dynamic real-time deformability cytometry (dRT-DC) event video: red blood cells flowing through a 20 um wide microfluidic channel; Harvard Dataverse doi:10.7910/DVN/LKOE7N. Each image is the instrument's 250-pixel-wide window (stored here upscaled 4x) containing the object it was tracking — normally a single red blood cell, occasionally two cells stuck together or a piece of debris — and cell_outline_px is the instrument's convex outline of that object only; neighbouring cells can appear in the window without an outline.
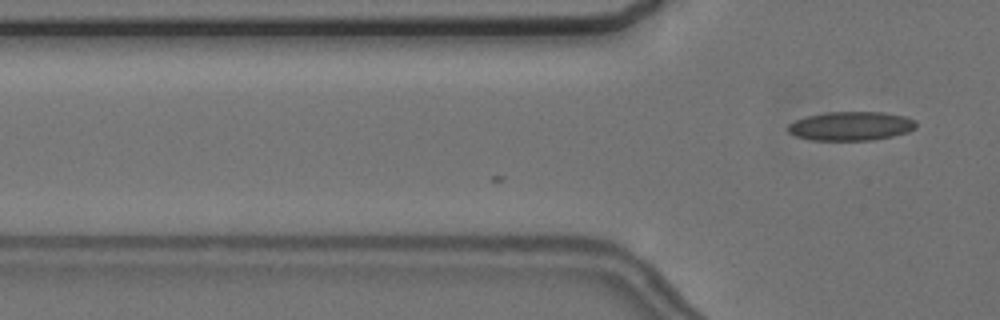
{"species": "common noctule bat (a hibernating species)", "species_latin": "Nyctalus noctula", "temperature_condition": "cold", "stored_images_in_passage": 2, "camera_frame_rate_fps": 3000, "um_per_image_px": 0.085, "animal": {"sex": "female", "body_mass_g": 24.6, "forearm_length_mm": 56.2}, "frame": {"image": 1, "passage_image": 2, "time_ms": 0.333, "image_size_px": [1000, 320], "cell_outline_px": [[916, 128], [908, 132], [892, 136], [872, 140], [812, 140], [796, 136], [788, 132], [788, 124], [796, 120], [808, 116], [824, 112], [884, 112], [908, 116], [916, 120]], "centroid_in_image_um": [72.37, 10.71], "position_along_channel_um": 53.4, "area_um2": 21.73}}